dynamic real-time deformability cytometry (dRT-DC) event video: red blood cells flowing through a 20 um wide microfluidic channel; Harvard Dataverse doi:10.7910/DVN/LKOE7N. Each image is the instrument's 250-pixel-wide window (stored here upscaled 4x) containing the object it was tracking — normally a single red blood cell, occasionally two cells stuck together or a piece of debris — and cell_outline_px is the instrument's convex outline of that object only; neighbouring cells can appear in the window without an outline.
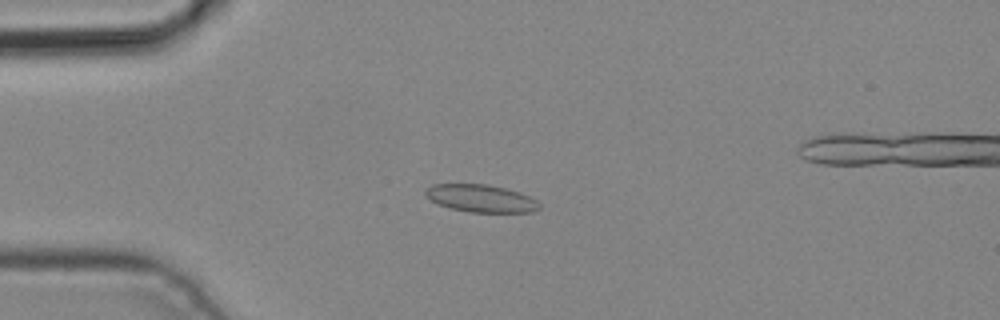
{"species": "common noctule bat (a hibernating species)", "species_latin": "Nyctalus noctula", "temperature_condition": "cold", "stored_images_in_passage": 4, "camera_frame_rate_fps": 3000, "um_per_image_px": 0.085, "animal": {"sex": "male", "body_mass_g": 19.2, "forearm_length_mm": 51.8}, "frame": {"image": 1, "passage_image": 3, "time_ms": 0.667, "image_size_px": [1000, 320], "cell_outline_px": [[540, 208], [532, 212], [468, 212], [448, 208], [436, 204], [424, 192], [424, 188], [432, 184], [488, 184], [520, 192], [536, 200], [540, 204]], "centroid_in_image_um": [40.85, 16.86], "position_along_channel_um": 44.2, "area_um2": 18.38}}